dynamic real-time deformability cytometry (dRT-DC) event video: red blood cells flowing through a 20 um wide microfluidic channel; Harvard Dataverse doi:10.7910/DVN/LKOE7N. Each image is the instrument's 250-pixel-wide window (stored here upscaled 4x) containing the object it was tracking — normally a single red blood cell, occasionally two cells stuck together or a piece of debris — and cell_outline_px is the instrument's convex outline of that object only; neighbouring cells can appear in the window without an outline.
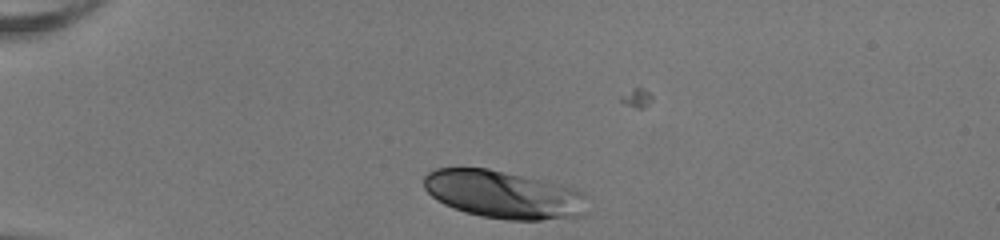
{"species": "human", "species_latin": "Homo sapiens", "temperature_condition": "room temperature", "stored_images_in_passage": 35, "camera_frame_rate_fps": 3000, "um_per_image_px": 0.085, "donor": {"sex": "female"}, "frame": {"image": 1, "passage_image": 5, "time_ms": 1.333, "image_size_px": [1000, 240], "cell_outline_px": [[588, 212], [580, 216], [540, 220], [508, 220], [480, 216], [464, 212], [444, 204], [436, 200], [424, 188], [424, 176], [428, 172], [436, 168], [488, 168], [576, 188], [584, 192], [588, 196]], "centroid_in_image_um": [42.85, 16.55], "position_along_channel_um": 42.2, "area_um2": 45.89}}
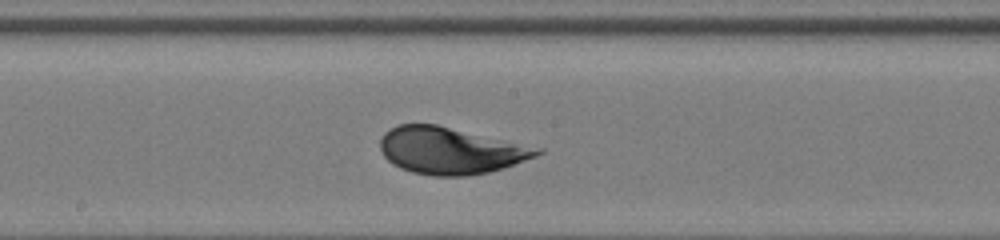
{"frame": {"image": 2, "passage_image": 21, "time_ms": 6.667, "image_size_px": [1000, 240], "cell_outline_px": [[544, 152], [536, 156], [488, 172], [468, 176], [432, 176], [412, 172], [400, 168], [392, 164], [384, 156], [380, 148], [380, 140], [384, 132], [396, 124], [436, 124], [544, 148]], "centroid_in_image_um": [38.26, 12.79], "position_along_channel_um": 209.9, "area_um2": 42.83}}
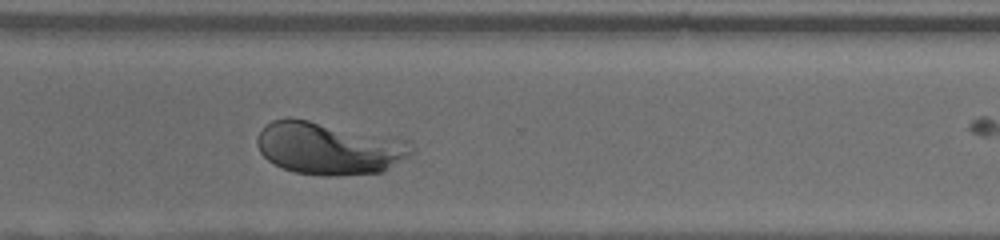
{"frame": {"image": 3, "passage_image": 31, "time_ms": 10.0, "image_size_px": [1000, 240], "cell_outline_px": [[416, 148], [408, 156], [380, 172], [336, 176], [320, 176], [292, 172], [268, 160], [260, 152], [256, 144], [256, 136], [264, 124], [272, 120], [288, 116], [408, 140]], "centroid_in_image_um": [27.9, 12.59], "position_along_channel_um": 342.7, "area_um2": 47.4}}